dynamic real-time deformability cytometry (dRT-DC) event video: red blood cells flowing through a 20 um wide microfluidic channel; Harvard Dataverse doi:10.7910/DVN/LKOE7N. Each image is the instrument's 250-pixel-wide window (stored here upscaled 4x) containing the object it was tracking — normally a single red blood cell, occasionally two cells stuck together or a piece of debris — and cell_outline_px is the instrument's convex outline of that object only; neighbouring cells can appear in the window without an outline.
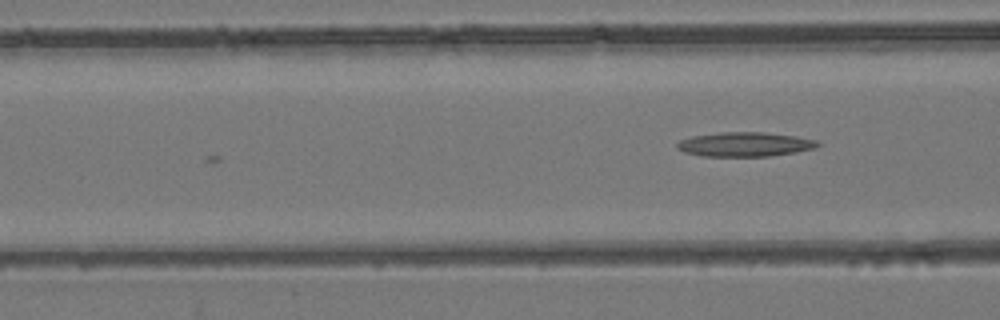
{"species": "common noctule bat (a hibernating species)", "species_latin": "Nyctalus noctula", "temperature_condition": "room temperature", "stored_images_in_passage": 9, "camera_frame_rate_fps": 3000, "um_per_image_px": 0.085, "animal": {"sex": "female", "body_mass_g": 24.6, "forearm_length_mm": 56.2}, "frame": {"image": 1, "passage_image": 9, "time_ms": 2.667, "image_size_px": [1000, 320], "cell_outline_px": [[820, 144], [816, 148], [796, 152], [768, 156], [704, 156], [684, 152], [676, 148], [676, 144], [680, 140], [692, 136], [720, 132], [764, 132], [796, 136], [816, 140]], "centroid_in_image_um": [63.31, 12.26], "position_along_channel_um": 103.3, "area_um2": 19.94}}